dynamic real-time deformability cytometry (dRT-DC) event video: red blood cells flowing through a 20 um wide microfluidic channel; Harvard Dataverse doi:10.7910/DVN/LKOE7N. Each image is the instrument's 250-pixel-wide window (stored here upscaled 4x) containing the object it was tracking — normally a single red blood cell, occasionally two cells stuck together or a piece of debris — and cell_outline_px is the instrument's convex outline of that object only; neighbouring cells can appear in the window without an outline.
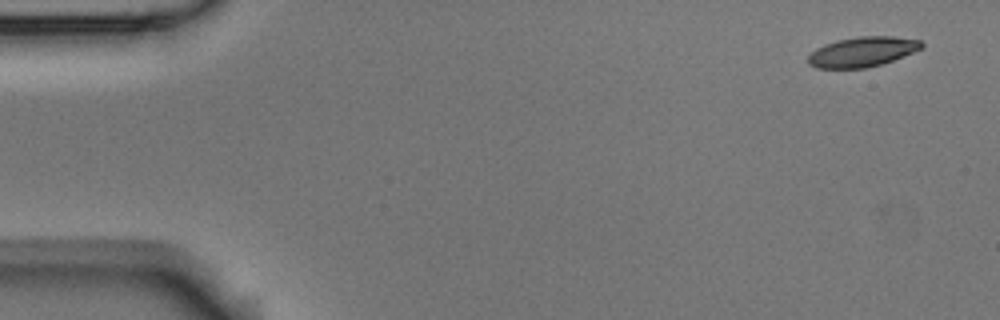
{"species": "Egyptian fruit bat (a non-hibernating species)", "species_latin": "Rousettus aegyptiacus", "temperature_condition": "room temperature", "stored_images_in_passage": 7, "camera_frame_rate_fps": 3000, "um_per_image_px": 0.085, "animal": {"sex": "male"}, "frame": {"image": 1, "passage_image": 1, "time_ms": 0.0, "image_size_px": [1000, 320], "cell_outline_px": [[924, 48], [892, 60], [880, 64], [864, 68], [816, 68], [808, 64], [808, 56], [816, 48], [824, 44], [836, 40], [860, 36], [892, 36], [920, 40], [924, 44]], "centroid_in_image_um": [73.29, 4.39], "position_along_channel_um": 11.7, "area_um2": 19.77}}
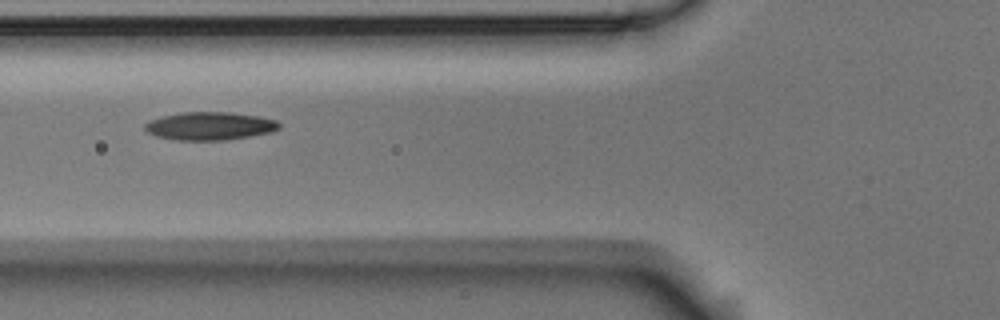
{"frame": {"image": 2, "passage_image": 6, "time_ms": 6.0, "image_size_px": [1000, 320], "cell_outline_px": [[280, 128], [272, 132], [228, 140], [176, 140], [156, 136], [148, 132], [144, 128], [144, 124], [152, 120], [164, 116], [184, 112], [232, 112], [260, 116], [276, 120], [280, 124]], "centroid_in_image_um": [17.88, 10.71], "position_along_channel_um": 107.9, "area_um2": 21.96}}
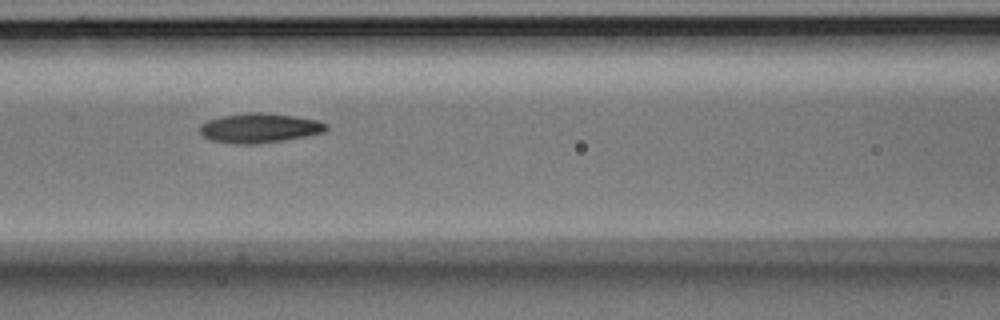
{"frame": {"image": 3, "passage_image": 7, "time_ms": 7.0, "image_size_px": [1000, 320], "cell_outline_px": [[328, 128], [324, 132], [284, 140], [256, 144], [232, 144], [212, 140], [204, 136], [200, 132], [200, 124], [208, 120], [220, 116], [248, 112], [260, 112], [296, 116], [320, 120], [328, 124]], "centroid_in_image_um": [22.07, 10.87], "position_along_channel_um": 144.5, "area_um2": 21.91}}